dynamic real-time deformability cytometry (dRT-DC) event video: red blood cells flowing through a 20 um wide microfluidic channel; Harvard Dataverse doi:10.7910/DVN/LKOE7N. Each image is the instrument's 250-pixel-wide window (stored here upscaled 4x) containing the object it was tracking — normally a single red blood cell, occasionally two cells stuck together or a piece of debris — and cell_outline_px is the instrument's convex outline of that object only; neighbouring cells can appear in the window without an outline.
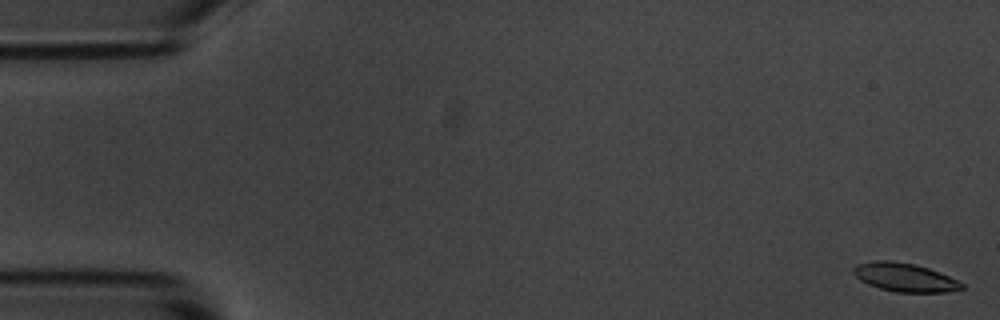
{"species": "common noctule bat (a hibernating species)", "species_latin": "Nyctalus noctula", "temperature_condition": "room temperature", "stored_images_in_passage": 55, "camera_frame_rate_fps": 3000, "um_per_image_px": 0.085, "animal": {"sex": "male", "body_mass_g": 20.1, "forearm_length_mm": 53.5}, "frame": {"image": 1, "passage_image": 1, "time_ms": 0.0, "image_size_px": [1000, 320], "cell_outline_px": [[964, 288], [948, 292], [896, 292], [880, 288], [868, 284], [860, 280], [852, 272], [852, 268], [856, 264], [876, 260], [888, 260], [916, 264], [940, 272], [964, 284]], "centroid_in_image_um": [76.88, 23.57], "position_along_channel_um": 8.1, "area_um2": 18.03}}
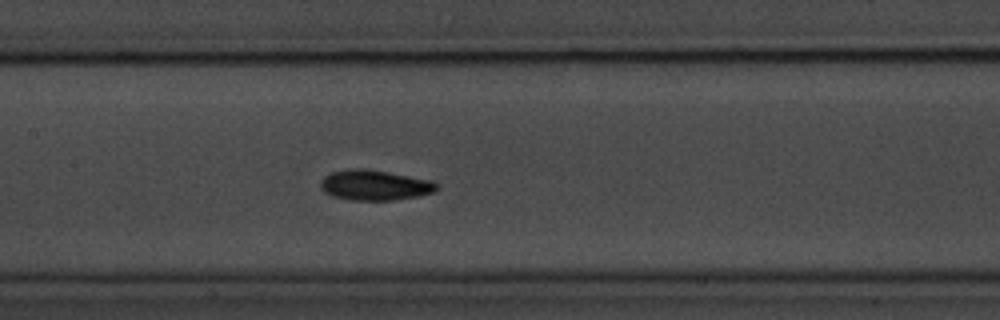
{"frame": {"image": 2, "passage_image": 26, "time_ms": 8.333, "image_size_px": [1000, 320], "cell_outline_px": [[440, 188], [436, 192], [416, 196], [392, 200], [348, 200], [332, 196], [324, 192], [320, 188], [320, 180], [324, 176], [332, 172], [348, 168], [364, 168], [388, 172], [432, 180]], "centroid_in_image_um": [31.83, 15.73], "position_along_channel_um": 175.6, "area_um2": 20.69}}
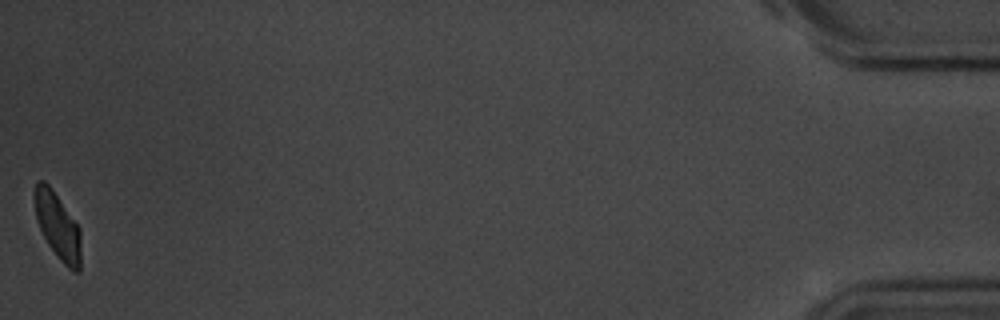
{"frame": {"image": 3, "passage_image": 55, "time_ms": 18.0, "image_size_px": [1000, 320], "cell_outline_px": [[80, 272], [72, 272], [60, 260], [48, 244], [36, 220], [32, 196], [32, 192], [36, 180], [44, 180], [52, 188], [80, 228]], "centroid_in_image_um": [4.86, 19.16], "position_along_channel_um": 430.3, "area_um2": 18.26}, "authors_computed_cell_mechanics": {"area_um2": 18.7272, "velocity_mm_per_s": 3.6405, "shape_relaxation_time_tau1_ms": 2.5846, "shape_relaxation_time_tau2_ms": 4.0903, "deformation_change_tau1": 0.1163, "deformation_change_tau2": 0.0914}}